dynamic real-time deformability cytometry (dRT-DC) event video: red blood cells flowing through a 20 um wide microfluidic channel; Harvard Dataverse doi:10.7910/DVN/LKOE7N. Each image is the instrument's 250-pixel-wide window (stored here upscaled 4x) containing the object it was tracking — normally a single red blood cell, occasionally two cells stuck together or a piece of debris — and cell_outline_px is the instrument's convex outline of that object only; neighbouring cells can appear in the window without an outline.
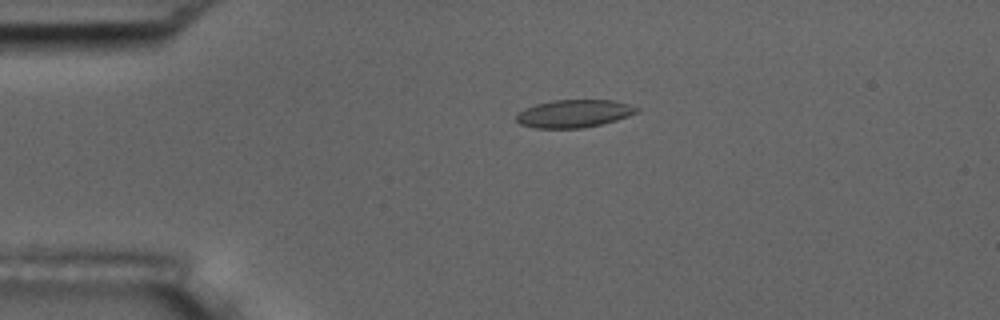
{"species": "common noctule bat (a hibernating species)", "species_latin": "Nyctalus noctula", "temperature_condition": "room temperature", "stored_images_in_passage": 4, "camera_frame_rate_fps": 3000, "um_per_image_px": 0.085, "animal": {"sex": "male", "body_mass_g": 17.5, "forearm_length_mm": 52.3}, "frame": {"image": 1, "passage_image": 3, "time_ms": 3.0, "image_size_px": [1000, 320], "cell_outline_px": [[640, 112], [616, 120], [584, 128], [536, 128], [520, 124], [516, 120], [516, 116], [524, 108], [536, 104], [552, 100], [612, 100], [628, 104], [640, 108]], "centroid_in_image_um": [48.8, 9.65], "position_along_channel_um": 36.2, "area_um2": 19.48}}